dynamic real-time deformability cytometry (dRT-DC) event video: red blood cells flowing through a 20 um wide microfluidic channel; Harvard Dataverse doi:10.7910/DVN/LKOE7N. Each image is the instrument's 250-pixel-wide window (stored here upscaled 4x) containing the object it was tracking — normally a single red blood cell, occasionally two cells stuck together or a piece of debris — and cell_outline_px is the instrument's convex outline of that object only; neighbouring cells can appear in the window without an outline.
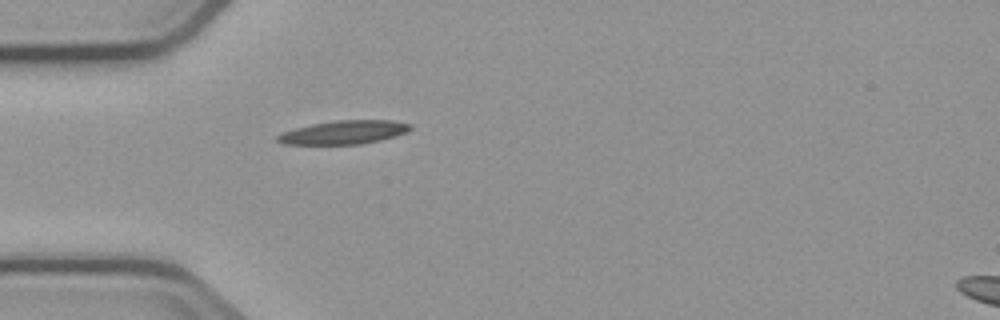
{"species": "common noctule bat (a hibernating species)", "species_latin": "Nyctalus noctula", "temperature_condition": "cold", "stored_images_in_passage": 1, "camera_frame_rate_fps": 3000, "um_per_image_px": 0.085, "animal": {"sex": "male", "body_mass_g": 23.1, "forearm_length_mm": 52.7}, "frame": {"image": 1, "passage_image": 1, "time_ms": 0.0, "image_size_px": [1000, 320], "cell_outline_px": [[412, 128], [404, 132], [380, 140], [360, 144], [284, 144], [276, 140], [276, 136], [280, 132], [312, 124], [336, 120], [392, 120], [412, 124]], "centroid_in_image_um": [29.19, 11.24], "position_along_channel_um": 55.8, "area_um2": 18.09}}